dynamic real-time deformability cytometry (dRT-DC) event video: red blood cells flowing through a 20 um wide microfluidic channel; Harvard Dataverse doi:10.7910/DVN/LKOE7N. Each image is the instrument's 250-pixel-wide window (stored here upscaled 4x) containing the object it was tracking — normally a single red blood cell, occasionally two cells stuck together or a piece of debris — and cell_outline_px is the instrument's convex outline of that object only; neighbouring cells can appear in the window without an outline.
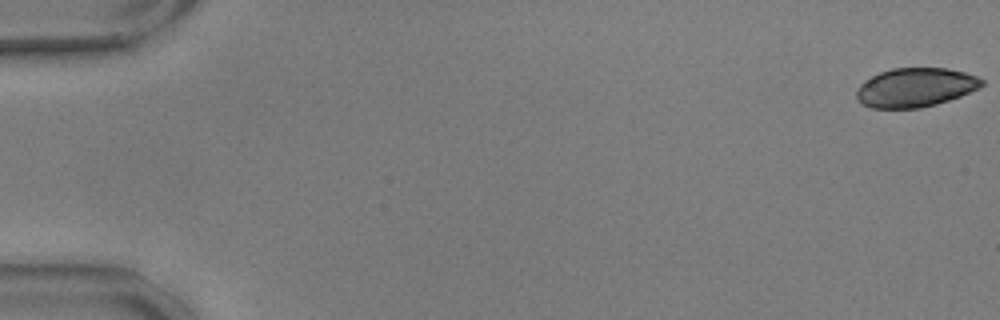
{"species": "common noctule bat (a hibernating species)", "species_latin": "Nyctalus noctula", "temperature_condition": "warm", "stored_images_in_passage": 15, "camera_frame_rate_fps": 3000, "um_per_image_px": 0.085, "animal": {"sex": "male", "body_mass_g": 17.9, "forearm_length_mm": 54.2}, "frame": {"image": 1, "passage_image": 1, "time_ms": 0.0, "image_size_px": [1000, 320], "cell_outline_px": [[984, 84], [980, 88], [960, 96], [936, 104], [920, 108], [872, 108], [864, 104], [856, 96], [856, 92], [860, 84], [864, 80], [880, 72], [892, 68], [948, 68], [964, 72], [976, 76], [984, 80]], "centroid_in_image_um": [77.82, 7.43], "position_along_channel_um": 7.2, "area_um2": 28.44}}
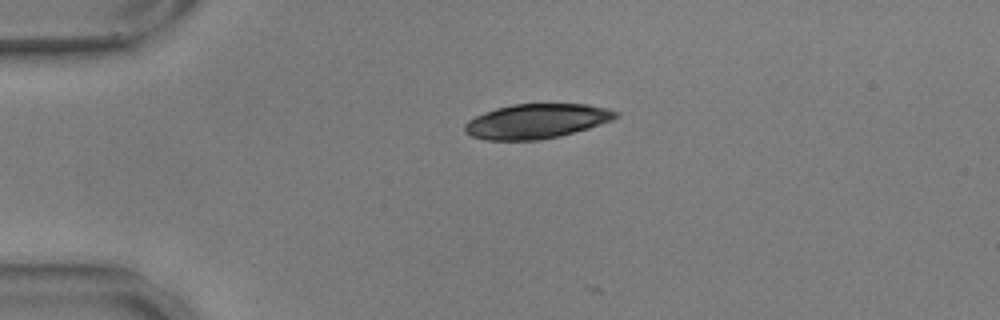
{"frame": {"image": 2, "passage_image": 14, "time_ms": 4.333, "image_size_px": [1000, 320], "cell_outline_px": [[620, 116], [612, 120], [588, 128], [560, 136], [540, 140], [484, 140], [472, 136], [464, 132], [464, 124], [468, 120], [484, 112], [496, 108], [512, 104], [588, 104], [608, 108], [620, 112]], "centroid_in_image_um": [45.61, 10.3], "position_along_channel_um": 39.4, "area_um2": 30.63}}